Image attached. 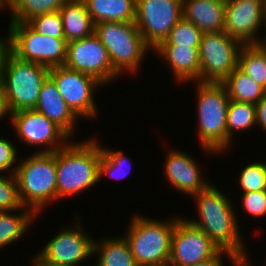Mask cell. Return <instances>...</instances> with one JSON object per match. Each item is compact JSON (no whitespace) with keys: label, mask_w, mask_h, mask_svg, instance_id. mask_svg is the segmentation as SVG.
I'll list each match as a JSON object with an SVG mask.
<instances>
[{"label":"cell","mask_w":266,"mask_h":266,"mask_svg":"<svg viewBox=\"0 0 266 266\" xmlns=\"http://www.w3.org/2000/svg\"><path fill=\"white\" fill-rule=\"evenodd\" d=\"M100 147L99 181L100 178H103V175L116 179L127 177V175L130 174L131 171L129 170L132 167V164L129 163L131 161L128 159V156L120 150L115 151L108 147H103L102 145H100Z\"/></svg>","instance_id":"cell-29"},{"label":"cell","mask_w":266,"mask_h":266,"mask_svg":"<svg viewBox=\"0 0 266 266\" xmlns=\"http://www.w3.org/2000/svg\"><path fill=\"white\" fill-rule=\"evenodd\" d=\"M202 32L192 22L181 18L170 30L167 39L160 45L200 47Z\"/></svg>","instance_id":"cell-30"},{"label":"cell","mask_w":266,"mask_h":266,"mask_svg":"<svg viewBox=\"0 0 266 266\" xmlns=\"http://www.w3.org/2000/svg\"><path fill=\"white\" fill-rule=\"evenodd\" d=\"M34 266H70L46 261L38 252L31 261Z\"/></svg>","instance_id":"cell-40"},{"label":"cell","mask_w":266,"mask_h":266,"mask_svg":"<svg viewBox=\"0 0 266 266\" xmlns=\"http://www.w3.org/2000/svg\"><path fill=\"white\" fill-rule=\"evenodd\" d=\"M89 139L71 140L56 151L57 200L80 194L99 182L101 147L95 138Z\"/></svg>","instance_id":"cell-2"},{"label":"cell","mask_w":266,"mask_h":266,"mask_svg":"<svg viewBox=\"0 0 266 266\" xmlns=\"http://www.w3.org/2000/svg\"><path fill=\"white\" fill-rule=\"evenodd\" d=\"M5 116L11 117V112L7 104L3 87L0 84V120L3 119Z\"/></svg>","instance_id":"cell-39"},{"label":"cell","mask_w":266,"mask_h":266,"mask_svg":"<svg viewBox=\"0 0 266 266\" xmlns=\"http://www.w3.org/2000/svg\"><path fill=\"white\" fill-rule=\"evenodd\" d=\"M256 125L266 132V95L256 104Z\"/></svg>","instance_id":"cell-37"},{"label":"cell","mask_w":266,"mask_h":266,"mask_svg":"<svg viewBox=\"0 0 266 266\" xmlns=\"http://www.w3.org/2000/svg\"><path fill=\"white\" fill-rule=\"evenodd\" d=\"M238 67L266 90V50L261 44L244 45Z\"/></svg>","instance_id":"cell-26"},{"label":"cell","mask_w":266,"mask_h":266,"mask_svg":"<svg viewBox=\"0 0 266 266\" xmlns=\"http://www.w3.org/2000/svg\"><path fill=\"white\" fill-rule=\"evenodd\" d=\"M37 33L50 38H65L60 11L34 16L26 22Z\"/></svg>","instance_id":"cell-32"},{"label":"cell","mask_w":266,"mask_h":266,"mask_svg":"<svg viewBox=\"0 0 266 266\" xmlns=\"http://www.w3.org/2000/svg\"><path fill=\"white\" fill-rule=\"evenodd\" d=\"M264 15H265V20H266V1H265V3H264ZM264 27H266V24H265Z\"/></svg>","instance_id":"cell-43"},{"label":"cell","mask_w":266,"mask_h":266,"mask_svg":"<svg viewBox=\"0 0 266 266\" xmlns=\"http://www.w3.org/2000/svg\"><path fill=\"white\" fill-rule=\"evenodd\" d=\"M250 1H256V2H259V3H265L266 0H250Z\"/></svg>","instance_id":"cell-44"},{"label":"cell","mask_w":266,"mask_h":266,"mask_svg":"<svg viewBox=\"0 0 266 266\" xmlns=\"http://www.w3.org/2000/svg\"><path fill=\"white\" fill-rule=\"evenodd\" d=\"M241 206L254 217L266 216V190L242 193Z\"/></svg>","instance_id":"cell-35"},{"label":"cell","mask_w":266,"mask_h":266,"mask_svg":"<svg viewBox=\"0 0 266 266\" xmlns=\"http://www.w3.org/2000/svg\"><path fill=\"white\" fill-rule=\"evenodd\" d=\"M64 65L94 77L104 86L115 81L119 76L113 69L107 49L94 33L67 43V57Z\"/></svg>","instance_id":"cell-13"},{"label":"cell","mask_w":266,"mask_h":266,"mask_svg":"<svg viewBox=\"0 0 266 266\" xmlns=\"http://www.w3.org/2000/svg\"><path fill=\"white\" fill-rule=\"evenodd\" d=\"M93 254L99 255L94 266H138L123 235L94 240Z\"/></svg>","instance_id":"cell-23"},{"label":"cell","mask_w":266,"mask_h":266,"mask_svg":"<svg viewBox=\"0 0 266 266\" xmlns=\"http://www.w3.org/2000/svg\"><path fill=\"white\" fill-rule=\"evenodd\" d=\"M22 208H24V206L19 197L15 175H0V211H20Z\"/></svg>","instance_id":"cell-33"},{"label":"cell","mask_w":266,"mask_h":266,"mask_svg":"<svg viewBox=\"0 0 266 266\" xmlns=\"http://www.w3.org/2000/svg\"><path fill=\"white\" fill-rule=\"evenodd\" d=\"M165 60L177 82L200 81L199 48L191 46L159 45L153 50Z\"/></svg>","instance_id":"cell-19"},{"label":"cell","mask_w":266,"mask_h":266,"mask_svg":"<svg viewBox=\"0 0 266 266\" xmlns=\"http://www.w3.org/2000/svg\"><path fill=\"white\" fill-rule=\"evenodd\" d=\"M230 100L257 104L266 90L237 67L223 82Z\"/></svg>","instance_id":"cell-25"},{"label":"cell","mask_w":266,"mask_h":266,"mask_svg":"<svg viewBox=\"0 0 266 266\" xmlns=\"http://www.w3.org/2000/svg\"><path fill=\"white\" fill-rule=\"evenodd\" d=\"M49 77L70 109L80 118L93 119L98 115L95 90L104 86L94 77L65 65L50 68Z\"/></svg>","instance_id":"cell-11"},{"label":"cell","mask_w":266,"mask_h":266,"mask_svg":"<svg viewBox=\"0 0 266 266\" xmlns=\"http://www.w3.org/2000/svg\"><path fill=\"white\" fill-rule=\"evenodd\" d=\"M198 219H187L201 229L221 251L231 254L240 266H251L248 250L240 231L238 216L231 199L210 183L204 190L194 194ZM197 201V202H196ZM250 263V264H249Z\"/></svg>","instance_id":"cell-1"},{"label":"cell","mask_w":266,"mask_h":266,"mask_svg":"<svg viewBox=\"0 0 266 266\" xmlns=\"http://www.w3.org/2000/svg\"><path fill=\"white\" fill-rule=\"evenodd\" d=\"M266 37V36H265ZM263 38L262 41H261V46L266 50V38Z\"/></svg>","instance_id":"cell-42"},{"label":"cell","mask_w":266,"mask_h":266,"mask_svg":"<svg viewBox=\"0 0 266 266\" xmlns=\"http://www.w3.org/2000/svg\"><path fill=\"white\" fill-rule=\"evenodd\" d=\"M62 128L70 137L74 136L79 117L66 104L55 82L48 77L43 83L38 102L34 108Z\"/></svg>","instance_id":"cell-18"},{"label":"cell","mask_w":266,"mask_h":266,"mask_svg":"<svg viewBox=\"0 0 266 266\" xmlns=\"http://www.w3.org/2000/svg\"><path fill=\"white\" fill-rule=\"evenodd\" d=\"M226 0H183L182 18L202 33L220 32L225 26Z\"/></svg>","instance_id":"cell-20"},{"label":"cell","mask_w":266,"mask_h":266,"mask_svg":"<svg viewBox=\"0 0 266 266\" xmlns=\"http://www.w3.org/2000/svg\"><path fill=\"white\" fill-rule=\"evenodd\" d=\"M10 52L17 58L47 68L62 66L67 57L65 38H50L37 33L26 22H10Z\"/></svg>","instance_id":"cell-8"},{"label":"cell","mask_w":266,"mask_h":266,"mask_svg":"<svg viewBox=\"0 0 266 266\" xmlns=\"http://www.w3.org/2000/svg\"><path fill=\"white\" fill-rule=\"evenodd\" d=\"M17 149L18 147L16 148L9 139L3 136L0 137V174H4L5 172H7L8 175L15 174L18 166L15 163L19 161Z\"/></svg>","instance_id":"cell-34"},{"label":"cell","mask_w":266,"mask_h":266,"mask_svg":"<svg viewBox=\"0 0 266 266\" xmlns=\"http://www.w3.org/2000/svg\"><path fill=\"white\" fill-rule=\"evenodd\" d=\"M15 177L24 207L37 215L57 200L56 151L33 153L17 163Z\"/></svg>","instance_id":"cell-4"},{"label":"cell","mask_w":266,"mask_h":266,"mask_svg":"<svg viewBox=\"0 0 266 266\" xmlns=\"http://www.w3.org/2000/svg\"><path fill=\"white\" fill-rule=\"evenodd\" d=\"M130 226L124 234L138 266H168L171 253V238L176 222L173 217L165 222L160 219L131 216Z\"/></svg>","instance_id":"cell-5"},{"label":"cell","mask_w":266,"mask_h":266,"mask_svg":"<svg viewBox=\"0 0 266 266\" xmlns=\"http://www.w3.org/2000/svg\"><path fill=\"white\" fill-rule=\"evenodd\" d=\"M15 211H0V249L15 243L19 238L23 237L38 216L27 207L20 209L19 214H13Z\"/></svg>","instance_id":"cell-24"},{"label":"cell","mask_w":266,"mask_h":266,"mask_svg":"<svg viewBox=\"0 0 266 266\" xmlns=\"http://www.w3.org/2000/svg\"><path fill=\"white\" fill-rule=\"evenodd\" d=\"M183 0H136L135 23L146 46L154 50L182 18Z\"/></svg>","instance_id":"cell-10"},{"label":"cell","mask_w":266,"mask_h":266,"mask_svg":"<svg viewBox=\"0 0 266 266\" xmlns=\"http://www.w3.org/2000/svg\"><path fill=\"white\" fill-rule=\"evenodd\" d=\"M220 250L201 230L180 218L171 238L168 266H189L213 258Z\"/></svg>","instance_id":"cell-14"},{"label":"cell","mask_w":266,"mask_h":266,"mask_svg":"<svg viewBox=\"0 0 266 266\" xmlns=\"http://www.w3.org/2000/svg\"><path fill=\"white\" fill-rule=\"evenodd\" d=\"M94 34L107 49L113 69L119 75L125 70L135 73L147 51H151L135 22H100L94 25Z\"/></svg>","instance_id":"cell-7"},{"label":"cell","mask_w":266,"mask_h":266,"mask_svg":"<svg viewBox=\"0 0 266 266\" xmlns=\"http://www.w3.org/2000/svg\"><path fill=\"white\" fill-rule=\"evenodd\" d=\"M264 162L258 160L249 163L240 171L237 183L242 193L266 190V161Z\"/></svg>","instance_id":"cell-31"},{"label":"cell","mask_w":266,"mask_h":266,"mask_svg":"<svg viewBox=\"0 0 266 266\" xmlns=\"http://www.w3.org/2000/svg\"><path fill=\"white\" fill-rule=\"evenodd\" d=\"M91 19L100 22H135L136 0H84Z\"/></svg>","instance_id":"cell-22"},{"label":"cell","mask_w":266,"mask_h":266,"mask_svg":"<svg viewBox=\"0 0 266 266\" xmlns=\"http://www.w3.org/2000/svg\"><path fill=\"white\" fill-rule=\"evenodd\" d=\"M224 255L227 256V258L229 259L231 264H233V266H240V263L231 254L221 250L213 258L189 266H224L222 262L224 261L222 257Z\"/></svg>","instance_id":"cell-36"},{"label":"cell","mask_w":266,"mask_h":266,"mask_svg":"<svg viewBox=\"0 0 266 266\" xmlns=\"http://www.w3.org/2000/svg\"><path fill=\"white\" fill-rule=\"evenodd\" d=\"M49 70L38 63L21 60L11 52L7 54L0 84L11 113L35 108L41 87L49 77Z\"/></svg>","instance_id":"cell-6"},{"label":"cell","mask_w":266,"mask_h":266,"mask_svg":"<svg viewBox=\"0 0 266 266\" xmlns=\"http://www.w3.org/2000/svg\"><path fill=\"white\" fill-rule=\"evenodd\" d=\"M256 105L230 100L227 111V149L232 145L234 131H248L256 126Z\"/></svg>","instance_id":"cell-27"},{"label":"cell","mask_w":266,"mask_h":266,"mask_svg":"<svg viewBox=\"0 0 266 266\" xmlns=\"http://www.w3.org/2000/svg\"><path fill=\"white\" fill-rule=\"evenodd\" d=\"M8 36L4 38H0V76L1 71L4 66L5 58L7 54L10 52V31L8 30Z\"/></svg>","instance_id":"cell-38"},{"label":"cell","mask_w":266,"mask_h":266,"mask_svg":"<svg viewBox=\"0 0 266 266\" xmlns=\"http://www.w3.org/2000/svg\"><path fill=\"white\" fill-rule=\"evenodd\" d=\"M197 162L186 151L169 149L164 163V176L172 188L193 196L210 184L207 177L202 176Z\"/></svg>","instance_id":"cell-17"},{"label":"cell","mask_w":266,"mask_h":266,"mask_svg":"<svg viewBox=\"0 0 266 266\" xmlns=\"http://www.w3.org/2000/svg\"><path fill=\"white\" fill-rule=\"evenodd\" d=\"M243 46L224 30L202 33L199 47L200 82L222 83L238 67Z\"/></svg>","instance_id":"cell-9"},{"label":"cell","mask_w":266,"mask_h":266,"mask_svg":"<svg viewBox=\"0 0 266 266\" xmlns=\"http://www.w3.org/2000/svg\"><path fill=\"white\" fill-rule=\"evenodd\" d=\"M68 0H11L10 22H27L41 14L58 11Z\"/></svg>","instance_id":"cell-28"},{"label":"cell","mask_w":266,"mask_h":266,"mask_svg":"<svg viewBox=\"0 0 266 266\" xmlns=\"http://www.w3.org/2000/svg\"><path fill=\"white\" fill-rule=\"evenodd\" d=\"M197 91L198 132L201 147L221 154L227 149V111L230 98L223 83H195Z\"/></svg>","instance_id":"cell-3"},{"label":"cell","mask_w":266,"mask_h":266,"mask_svg":"<svg viewBox=\"0 0 266 266\" xmlns=\"http://www.w3.org/2000/svg\"><path fill=\"white\" fill-rule=\"evenodd\" d=\"M10 6H11V0H0V10L7 7L9 11Z\"/></svg>","instance_id":"cell-41"},{"label":"cell","mask_w":266,"mask_h":266,"mask_svg":"<svg viewBox=\"0 0 266 266\" xmlns=\"http://www.w3.org/2000/svg\"><path fill=\"white\" fill-rule=\"evenodd\" d=\"M264 22L266 23L264 3L250 0L225 1L224 31L243 45L261 43L262 38L260 39L257 31Z\"/></svg>","instance_id":"cell-16"},{"label":"cell","mask_w":266,"mask_h":266,"mask_svg":"<svg viewBox=\"0 0 266 266\" xmlns=\"http://www.w3.org/2000/svg\"><path fill=\"white\" fill-rule=\"evenodd\" d=\"M76 223L61 228V231L52 237L38 253L46 261L70 266H80L81 262L93 256L95 239L85 233L81 222Z\"/></svg>","instance_id":"cell-15"},{"label":"cell","mask_w":266,"mask_h":266,"mask_svg":"<svg viewBox=\"0 0 266 266\" xmlns=\"http://www.w3.org/2000/svg\"><path fill=\"white\" fill-rule=\"evenodd\" d=\"M59 11L67 42L83 39L94 33V23L84 0H68Z\"/></svg>","instance_id":"cell-21"},{"label":"cell","mask_w":266,"mask_h":266,"mask_svg":"<svg viewBox=\"0 0 266 266\" xmlns=\"http://www.w3.org/2000/svg\"><path fill=\"white\" fill-rule=\"evenodd\" d=\"M10 120V125L12 123L18 138L24 144L32 147L42 145V149L36 153H53L65 147L72 138L57 124L34 109L11 113Z\"/></svg>","instance_id":"cell-12"}]
</instances>
